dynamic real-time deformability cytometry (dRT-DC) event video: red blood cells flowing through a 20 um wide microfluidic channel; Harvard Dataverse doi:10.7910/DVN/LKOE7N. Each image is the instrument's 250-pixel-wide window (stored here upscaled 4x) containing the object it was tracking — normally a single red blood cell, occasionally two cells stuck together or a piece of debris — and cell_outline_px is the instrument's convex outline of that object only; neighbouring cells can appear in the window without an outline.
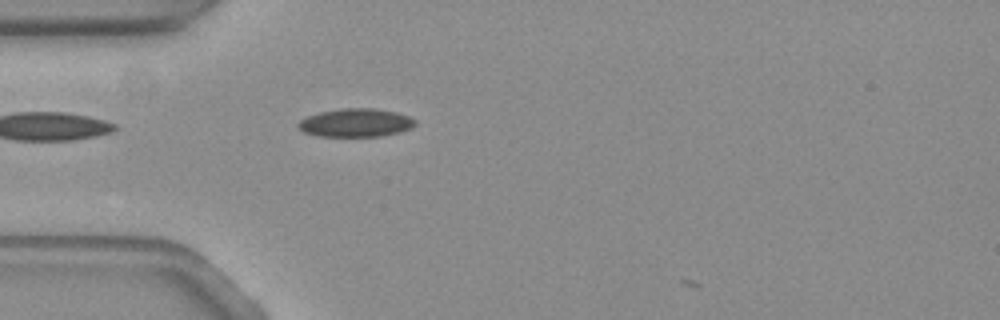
{"species": "common noctule bat (a hibernating species)", "species_latin": "Nyctalus noctula", "temperature_condition": "warm", "stored_images_in_passage": 35, "camera_frame_rate_fps": 3000, "um_per_image_px": 0.085, "animal": {"sex": "female", "body_mass_g": 19.3, "forearm_length_mm": 54.1}, "frame": {"image": 1, "passage_image": 1, "time_ms": 0.0, "image_size_px": [1000, 320], "cell_outline_px": [[416, 124], [412, 128], [400, 132], [380, 136], [316, 136], [304, 132], [296, 128], [296, 124], [300, 120], [308, 116], [320, 112], [344, 108], [372, 108], [396, 112], [408, 116], [416, 120]], "centroid_in_image_um": [30.22, 10.44], "position_along_channel_um": 54.8, "area_um2": 19.36}}
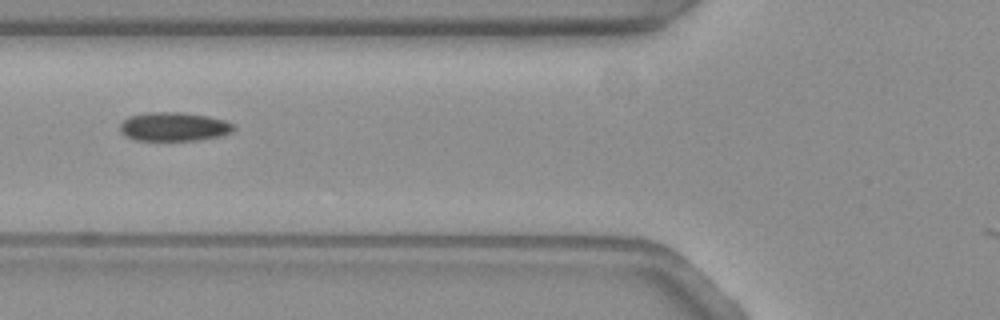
{"frame": {"image": 2, "passage_image": 6, "time_ms": 1.667, "image_size_px": [1000, 320], "cell_outline_px": [[236, 128], [232, 132], [216, 136], [196, 140], [136, 140], [124, 136], [120, 132], [120, 124], [128, 116], [144, 112], [180, 112], [208, 116], [224, 120], [232, 124]], "centroid_in_image_um": [14.73, 10.76], "position_along_channel_um": 111.1, "area_um2": 19.07}, "authors_computed_cell_mechanics": {"area_um2": 18.6116, "velocity_mm_per_s": 3.7172, "shape_relaxation_time_tau1_ms": null, "shape_relaxation_time_tau2_ms": 4.5488, "deformation_change_tau1": null, "deformation_change_tau2": 0.0944}}